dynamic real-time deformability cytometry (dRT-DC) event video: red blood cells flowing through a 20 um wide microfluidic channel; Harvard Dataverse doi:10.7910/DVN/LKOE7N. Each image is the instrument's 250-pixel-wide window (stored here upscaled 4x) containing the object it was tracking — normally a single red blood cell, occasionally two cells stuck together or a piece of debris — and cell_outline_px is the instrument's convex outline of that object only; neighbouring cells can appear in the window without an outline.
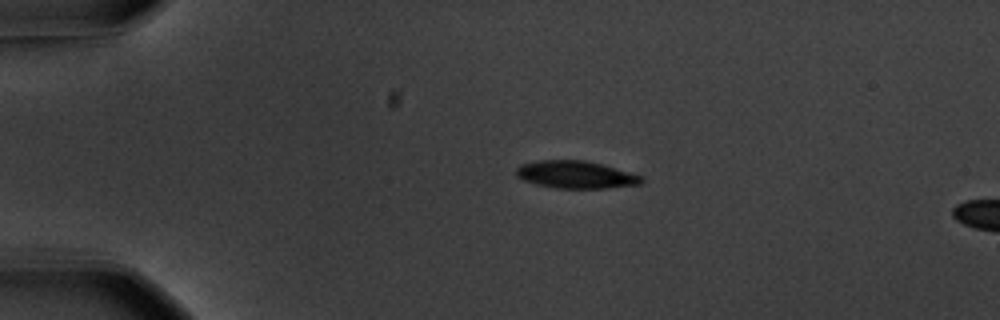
{"species": "common noctule bat (a hibernating species)", "species_latin": "Nyctalus noctula", "temperature_condition": "warm", "stored_images_in_passage": 16, "camera_frame_rate_fps": 3000, "um_per_image_px": 0.085, "animal": {"sex": "male", "body_mass_g": 20.1, "forearm_length_mm": 53.5}, "frame": {"image": 1, "passage_image": 12, "time_ms": 3.667, "image_size_px": [1000, 320], "cell_outline_px": [[644, 180], [640, 184], [608, 188], [556, 188], [536, 184], [524, 180], [516, 176], [516, 168], [520, 164], [536, 160], [584, 160], [604, 164], [644, 176]], "centroid_in_image_um": [48.96, 14.83], "position_along_channel_um": 36.0, "area_um2": 20.29}}